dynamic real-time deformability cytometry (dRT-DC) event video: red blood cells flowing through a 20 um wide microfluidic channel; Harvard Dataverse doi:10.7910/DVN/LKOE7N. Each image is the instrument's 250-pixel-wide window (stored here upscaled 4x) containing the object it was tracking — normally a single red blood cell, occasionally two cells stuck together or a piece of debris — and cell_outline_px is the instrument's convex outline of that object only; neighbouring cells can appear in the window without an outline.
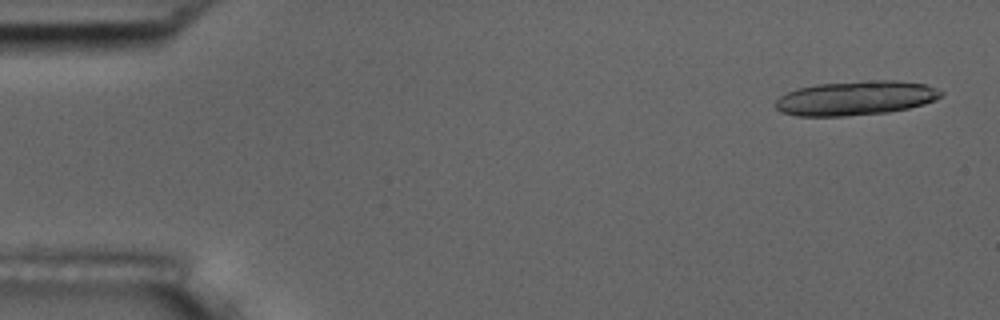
{"species": "common noctule bat (a hibernating species)", "species_latin": "Nyctalus noctula", "temperature_condition": "room temperature", "stored_images_in_passage": 5, "camera_frame_rate_fps": 3000, "um_per_image_px": 0.085, "animal": {"sex": "male", "body_mass_g": 17.5, "forearm_length_mm": 52.3}, "frame": {"image": 1, "passage_image": 1, "time_ms": 0.0, "image_size_px": [1000, 320], "cell_outline_px": [[944, 92], [936, 100], [924, 104], [908, 108], [888, 112], [848, 116], [796, 116], [780, 112], [776, 108], [776, 100], [780, 96], [796, 88], [816, 84], [876, 80], [896, 80], [924, 84], [936, 88]], "centroid_in_image_um": [72.72, 8.34], "position_along_channel_um": 12.3, "area_um2": 33.18}}